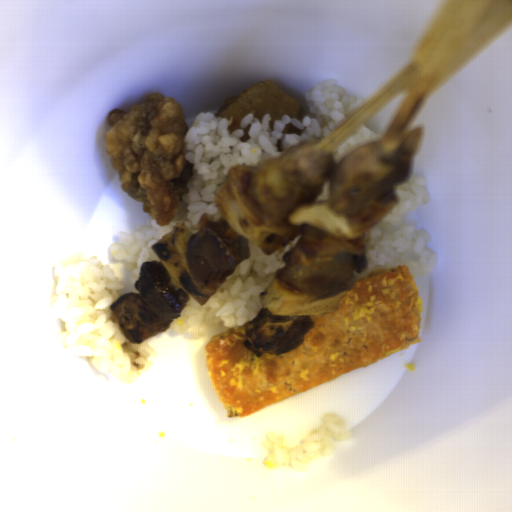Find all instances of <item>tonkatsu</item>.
Instances as JSON below:
<instances>
[{
    "mask_svg": "<svg viewBox=\"0 0 512 512\" xmlns=\"http://www.w3.org/2000/svg\"><path fill=\"white\" fill-rule=\"evenodd\" d=\"M347 291L335 311L310 316L313 326L303 343L283 354H254L244 344L246 324L208 339L206 370L230 418L247 417L422 341L419 286L406 264L374 270Z\"/></svg>",
    "mask_w": 512,
    "mask_h": 512,
    "instance_id": "d4beea91",
    "label": "tonkatsu"
}]
</instances>
